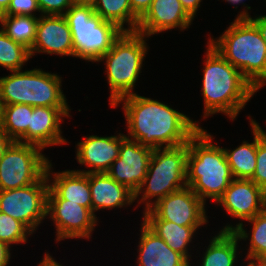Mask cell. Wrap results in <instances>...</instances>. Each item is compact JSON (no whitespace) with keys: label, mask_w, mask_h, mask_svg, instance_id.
Returning <instances> with one entry per match:
<instances>
[{"label":"cell","mask_w":266,"mask_h":266,"mask_svg":"<svg viewBox=\"0 0 266 266\" xmlns=\"http://www.w3.org/2000/svg\"><path fill=\"white\" fill-rule=\"evenodd\" d=\"M120 103L127 122L125 137L151 149L187 144L202 128L197 121L157 99L134 93L120 98L111 108Z\"/></svg>","instance_id":"obj_1"},{"label":"cell","mask_w":266,"mask_h":266,"mask_svg":"<svg viewBox=\"0 0 266 266\" xmlns=\"http://www.w3.org/2000/svg\"><path fill=\"white\" fill-rule=\"evenodd\" d=\"M203 67V119L223 113L232 121L258 92L218 51L207 43Z\"/></svg>","instance_id":"obj_2"},{"label":"cell","mask_w":266,"mask_h":266,"mask_svg":"<svg viewBox=\"0 0 266 266\" xmlns=\"http://www.w3.org/2000/svg\"><path fill=\"white\" fill-rule=\"evenodd\" d=\"M212 140L201 128L187 143L186 183L205 204L206 198L217 202L234 180L223 147Z\"/></svg>","instance_id":"obj_3"},{"label":"cell","mask_w":266,"mask_h":266,"mask_svg":"<svg viewBox=\"0 0 266 266\" xmlns=\"http://www.w3.org/2000/svg\"><path fill=\"white\" fill-rule=\"evenodd\" d=\"M207 42L257 91L266 85V43L248 17H236L222 35L216 39L208 37Z\"/></svg>","instance_id":"obj_4"},{"label":"cell","mask_w":266,"mask_h":266,"mask_svg":"<svg viewBox=\"0 0 266 266\" xmlns=\"http://www.w3.org/2000/svg\"><path fill=\"white\" fill-rule=\"evenodd\" d=\"M145 35L136 31L123 32L112 48L98 62H105L109 84V102L112 107L120 98L134 94V87L142 72L148 52Z\"/></svg>","instance_id":"obj_5"},{"label":"cell","mask_w":266,"mask_h":266,"mask_svg":"<svg viewBox=\"0 0 266 266\" xmlns=\"http://www.w3.org/2000/svg\"><path fill=\"white\" fill-rule=\"evenodd\" d=\"M0 77L2 105L26 104L33 107H69L60 75L42 69L10 71Z\"/></svg>","instance_id":"obj_6"},{"label":"cell","mask_w":266,"mask_h":266,"mask_svg":"<svg viewBox=\"0 0 266 266\" xmlns=\"http://www.w3.org/2000/svg\"><path fill=\"white\" fill-rule=\"evenodd\" d=\"M187 156L188 144L153 149L147 174L134 194V200L145 205L144 210L168 194L187 186Z\"/></svg>","instance_id":"obj_7"},{"label":"cell","mask_w":266,"mask_h":266,"mask_svg":"<svg viewBox=\"0 0 266 266\" xmlns=\"http://www.w3.org/2000/svg\"><path fill=\"white\" fill-rule=\"evenodd\" d=\"M63 16L72 34L74 57L88 62H98L124 32L97 15L93 6L73 4Z\"/></svg>","instance_id":"obj_8"},{"label":"cell","mask_w":266,"mask_h":266,"mask_svg":"<svg viewBox=\"0 0 266 266\" xmlns=\"http://www.w3.org/2000/svg\"><path fill=\"white\" fill-rule=\"evenodd\" d=\"M44 149L13 141L0 159V190L16 189L38 182L50 160Z\"/></svg>","instance_id":"obj_9"},{"label":"cell","mask_w":266,"mask_h":266,"mask_svg":"<svg viewBox=\"0 0 266 266\" xmlns=\"http://www.w3.org/2000/svg\"><path fill=\"white\" fill-rule=\"evenodd\" d=\"M49 183L46 174L36 183L0 190V212L17 219L32 233L47 219Z\"/></svg>","instance_id":"obj_10"},{"label":"cell","mask_w":266,"mask_h":266,"mask_svg":"<svg viewBox=\"0 0 266 266\" xmlns=\"http://www.w3.org/2000/svg\"><path fill=\"white\" fill-rule=\"evenodd\" d=\"M206 204L186 186L154 203L143 211V218H160L181 226H204L208 222Z\"/></svg>","instance_id":"obj_11"},{"label":"cell","mask_w":266,"mask_h":266,"mask_svg":"<svg viewBox=\"0 0 266 266\" xmlns=\"http://www.w3.org/2000/svg\"><path fill=\"white\" fill-rule=\"evenodd\" d=\"M47 216L55 224L56 242L92 238L99 220L89 208L62 198H47Z\"/></svg>","instance_id":"obj_12"},{"label":"cell","mask_w":266,"mask_h":266,"mask_svg":"<svg viewBox=\"0 0 266 266\" xmlns=\"http://www.w3.org/2000/svg\"><path fill=\"white\" fill-rule=\"evenodd\" d=\"M152 151L137 141L125 138L118 158L106 173L135 194L147 174Z\"/></svg>","instance_id":"obj_13"},{"label":"cell","mask_w":266,"mask_h":266,"mask_svg":"<svg viewBox=\"0 0 266 266\" xmlns=\"http://www.w3.org/2000/svg\"><path fill=\"white\" fill-rule=\"evenodd\" d=\"M69 107H33L27 131L16 141L46 147L67 144L61 131L64 117H70ZM63 118V119H62Z\"/></svg>","instance_id":"obj_14"},{"label":"cell","mask_w":266,"mask_h":266,"mask_svg":"<svg viewBox=\"0 0 266 266\" xmlns=\"http://www.w3.org/2000/svg\"><path fill=\"white\" fill-rule=\"evenodd\" d=\"M216 203L231 217L246 221L266 209V192L252 180L234 179Z\"/></svg>","instance_id":"obj_15"},{"label":"cell","mask_w":266,"mask_h":266,"mask_svg":"<svg viewBox=\"0 0 266 266\" xmlns=\"http://www.w3.org/2000/svg\"><path fill=\"white\" fill-rule=\"evenodd\" d=\"M125 138L123 133L105 137L87 135L76 144L75 158L80 165H85L87 170L74 171L85 174L107 172L112 163L118 158L121 142Z\"/></svg>","instance_id":"obj_16"},{"label":"cell","mask_w":266,"mask_h":266,"mask_svg":"<svg viewBox=\"0 0 266 266\" xmlns=\"http://www.w3.org/2000/svg\"><path fill=\"white\" fill-rule=\"evenodd\" d=\"M193 20L179 0H153L150 8L139 19L136 32L151 37L177 28L183 31L189 28Z\"/></svg>","instance_id":"obj_17"},{"label":"cell","mask_w":266,"mask_h":266,"mask_svg":"<svg viewBox=\"0 0 266 266\" xmlns=\"http://www.w3.org/2000/svg\"><path fill=\"white\" fill-rule=\"evenodd\" d=\"M36 53L74 57L72 34L63 15L39 16L31 57Z\"/></svg>","instance_id":"obj_18"},{"label":"cell","mask_w":266,"mask_h":266,"mask_svg":"<svg viewBox=\"0 0 266 266\" xmlns=\"http://www.w3.org/2000/svg\"><path fill=\"white\" fill-rule=\"evenodd\" d=\"M52 169L53 167L50 161L46 169V176L49 183L47 198L69 200L92 211L89 173H79L70 169L53 173Z\"/></svg>","instance_id":"obj_19"},{"label":"cell","mask_w":266,"mask_h":266,"mask_svg":"<svg viewBox=\"0 0 266 266\" xmlns=\"http://www.w3.org/2000/svg\"><path fill=\"white\" fill-rule=\"evenodd\" d=\"M139 231L137 266H191L182 254L172 250L143 221Z\"/></svg>","instance_id":"obj_20"},{"label":"cell","mask_w":266,"mask_h":266,"mask_svg":"<svg viewBox=\"0 0 266 266\" xmlns=\"http://www.w3.org/2000/svg\"><path fill=\"white\" fill-rule=\"evenodd\" d=\"M89 186L95 216L99 210L122 208L135 202L134 193L106 172L89 173Z\"/></svg>","instance_id":"obj_21"},{"label":"cell","mask_w":266,"mask_h":266,"mask_svg":"<svg viewBox=\"0 0 266 266\" xmlns=\"http://www.w3.org/2000/svg\"><path fill=\"white\" fill-rule=\"evenodd\" d=\"M143 222L174 251L182 254L189 262L191 253L188 251L190 243L201 226H181L160 218H142Z\"/></svg>","instance_id":"obj_22"},{"label":"cell","mask_w":266,"mask_h":266,"mask_svg":"<svg viewBox=\"0 0 266 266\" xmlns=\"http://www.w3.org/2000/svg\"><path fill=\"white\" fill-rule=\"evenodd\" d=\"M209 246L202 255L201 266H237L238 242L240 241L233 231H222L209 240ZM239 252V253H238ZM238 253V254H237ZM198 265V266H200Z\"/></svg>","instance_id":"obj_23"},{"label":"cell","mask_w":266,"mask_h":266,"mask_svg":"<svg viewBox=\"0 0 266 266\" xmlns=\"http://www.w3.org/2000/svg\"><path fill=\"white\" fill-rule=\"evenodd\" d=\"M253 141H243L235 149L223 148L234 179L250 180L256 169L257 123L250 118Z\"/></svg>","instance_id":"obj_24"},{"label":"cell","mask_w":266,"mask_h":266,"mask_svg":"<svg viewBox=\"0 0 266 266\" xmlns=\"http://www.w3.org/2000/svg\"><path fill=\"white\" fill-rule=\"evenodd\" d=\"M246 221L252 226L251 234L247 233L242 221L236 226L226 224L222 231H233L240 241L249 238L250 245L246 257H266V209Z\"/></svg>","instance_id":"obj_25"},{"label":"cell","mask_w":266,"mask_h":266,"mask_svg":"<svg viewBox=\"0 0 266 266\" xmlns=\"http://www.w3.org/2000/svg\"><path fill=\"white\" fill-rule=\"evenodd\" d=\"M93 9L103 20L114 23L124 32L137 30L139 18L132 12L130 0H96Z\"/></svg>","instance_id":"obj_26"},{"label":"cell","mask_w":266,"mask_h":266,"mask_svg":"<svg viewBox=\"0 0 266 266\" xmlns=\"http://www.w3.org/2000/svg\"><path fill=\"white\" fill-rule=\"evenodd\" d=\"M39 17L26 15H0V26L3 32L14 40L31 50L35 37Z\"/></svg>","instance_id":"obj_27"},{"label":"cell","mask_w":266,"mask_h":266,"mask_svg":"<svg viewBox=\"0 0 266 266\" xmlns=\"http://www.w3.org/2000/svg\"><path fill=\"white\" fill-rule=\"evenodd\" d=\"M32 112L33 106L26 104L2 105L0 125L12 141H17L27 131Z\"/></svg>","instance_id":"obj_28"},{"label":"cell","mask_w":266,"mask_h":266,"mask_svg":"<svg viewBox=\"0 0 266 266\" xmlns=\"http://www.w3.org/2000/svg\"><path fill=\"white\" fill-rule=\"evenodd\" d=\"M30 58V50L16 43L0 28V66L9 71L22 70Z\"/></svg>","instance_id":"obj_29"},{"label":"cell","mask_w":266,"mask_h":266,"mask_svg":"<svg viewBox=\"0 0 266 266\" xmlns=\"http://www.w3.org/2000/svg\"><path fill=\"white\" fill-rule=\"evenodd\" d=\"M33 234L23 223L0 212V241L8 244L27 243L28 236Z\"/></svg>","instance_id":"obj_30"},{"label":"cell","mask_w":266,"mask_h":266,"mask_svg":"<svg viewBox=\"0 0 266 266\" xmlns=\"http://www.w3.org/2000/svg\"><path fill=\"white\" fill-rule=\"evenodd\" d=\"M257 123L256 169L250 180L266 192V136Z\"/></svg>","instance_id":"obj_31"},{"label":"cell","mask_w":266,"mask_h":266,"mask_svg":"<svg viewBox=\"0 0 266 266\" xmlns=\"http://www.w3.org/2000/svg\"><path fill=\"white\" fill-rule=\"evenodd\" d=\"M36 12L40 13L39 16L42 15L37 0H11L9 7L1 15H26L37 17L34 15Z\"/></svg>","instance_id":"obj_32"},{"label":"cell","mask_w":266,"mask_h":266,"mask_svg":"<svg viewBox=\"0 0 266 266\" xmlns=\"http://www.w3.org/2000/svg\"><path fill=\"white\" fill-rule=\"evenodd\" d=\"M42 15H64L73 5L72 0H37Z\"/></svg>","instance_id":"obj_33"},{"label":"cell","mask_w":266,"mask_h":266,"mask_svg":"<svg viewBox=\"0 0 266 266\" xmlns=\"http://www.w3.org/2000/svg\"><path fill=\"white\" fill-rule=\"evenodd\" d=\"M153 0H130L132 12L140 19L150 8Z\"/></svg>","instance_id":"obj_34"},{"label":"cell","mask_w":266,"mask_h":266,"mask_svg":"<svg viewBox=\"0 0 266 266\" xmlns=\"http://www.w3.org/2000/svg\"><path fill=\"white\" fill-rule=\"evenodd\" d=\"M185 11L194 19L202 0H179Z\"/></svg>","instance_id":"obj_35"},{"label":"cell","mask_w":266,"mask_h":266,"mask_svg":"<svg viewBox=\"0 0 266 266\" xmlns=\"http://www.w3.org/2000/svg\"><path fill=\"white\" fill-rule=\"evenodd\" d=\"M258 28L259 32L261 33L262 39L266 43V15L256 16L252 18L251 16L248 17Z\"/></svg>","instance_id":"obj_36"},{"label":"cell","mask_w":266,"mask_h":266,"mask_svg":"<svg viewBox=\"0 0 266 266\" xmlns=\"http://www.w3.org/2000/svg\"><path fill=\"white\" fill-rule=\"evenodd\" d=\"M10 246L0 241V266H7L11 259Z\"/></svg>","instance_id":"obj_37"},{"label":"cell","mask_w":266,"mask_h":266,"mask_svg":"<svg viewBox=\"0 0 266 266\" xmlns=\"http://www.w3.org/2000/svg\"><path fill=\"white\" fill-rule=\"evenodd\" d=\"M13 141L6 135L4 130L2 129L0 125V159L3 156L5 150L9 147V145Z\"/></svg>","instance_id":"obj_38"},{"label":"cell","mask_w":266,"mask_h":266,"mask_svg":"<svg viewBox=\"0 0 266 266\" xmlns=\"http://www.w3.org/2000/svg\"><path fill=\"white\" fill-rule=\"evenodd\" d=\"M42 259L43 260L38 263V266H63L58 263L48 252H45L44 258Z\"/></svg>","instance_id":"obj_39"},{"label":"cell","mask_w":266,"mask_h":266,"mask_svg":"<svg viewBox=\"0 0 266 266\" xmlns=\"http://www.w3.org/2000/svg\"><path fill=\"white\" fill-rule=\"evenodd\" d=\"M226 1L230 4H232L233 6L234 5H240L239 3L243 4V6H245L244 8H246V9L243 8V11H241L240 14L237 15V17H249L250 16V12H248V10L251 9V6H248L247 4L245 5L243 3V1L245 2V0H225V2Z\"/></svg>","instance_id":"obj_40"},{"label":"cell","mask_w":266,"mask_h":266,"mask_svg":"<svg viewBox=\"0 0 266 266\" xmlns=\"http://www.w3.org/2000/svg\"><path fill=\"white\" fill-rule=\"evenodd\" d=\"M247 265L245 266H266V257H245Z\"/></svg>","instance_id":"obj_41"},{"label":"cell","mask_w":266,"mask_h":266,"mask_svg":"<svg viewBox=\"0 0 266 266\" xmlns=\"http://www.w3.org/2000/svg\"><path fill=\"white\" fill-rule=\"evenodd\" d=\"M75 5H89L93 6L96 0H72Z\"/></svg>","instance_id":"obj_42"},{"label":"cell","mask_w":266,"mask_h":266,"mask_svg":"<svg viewBox=\"0 0 266 266\" xmlns=\"http://www.w3.org/2000/svg\"><path fill=\"white\" fill-rule=\"evenodd\" d=\"M11 0H0V15L3 14L10 5Z\"/></svg>","instance_id":"obj_43"},{"label":"cell","mask_w":266,"mask_h":266,"mask_svg":"<svg viewBox=\"0 0 266 266\" xmlns=\"http://www.w3.org/2000/svg\"><path fill=\"white\" fill-rule=\"evenodd\" d=\"M1 113H2V104H1V101H0V124H1Z\"/></svg>","instance_id":"obj_44"}]
</instances>
